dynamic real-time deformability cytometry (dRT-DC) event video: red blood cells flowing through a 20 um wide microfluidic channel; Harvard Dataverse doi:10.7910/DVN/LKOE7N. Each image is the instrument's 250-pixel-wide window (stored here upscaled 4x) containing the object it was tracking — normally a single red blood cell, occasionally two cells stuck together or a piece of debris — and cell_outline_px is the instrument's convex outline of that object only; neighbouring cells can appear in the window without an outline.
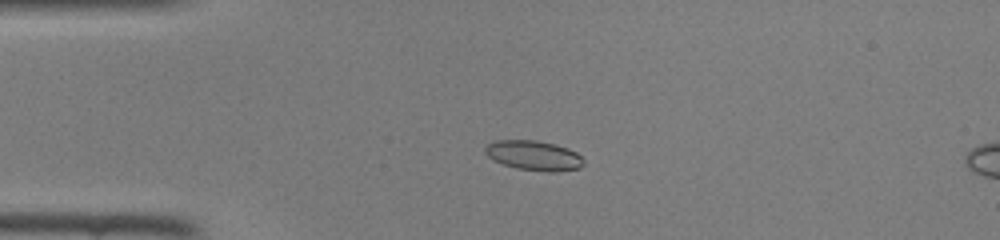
{"species": "common noctule bat (a hibernating species)", "species_latin": "Nyctalus noctula", "temperature_condition": "room temperature", "stored_images_in_passage": 16, "camera_frame_rate_fps": 3000, "um_per_image_px": 0.085, "animal": {"sex": "female", "body_mass_g": 22.0, "forearm_length_mm": 56.7}, "frame": {"image": 1, "passage_image": 12, "time_ms": 3.667, "image_size_px": [1000, 240], "cell_outline_px": [[584, 164], [580, 168], [556, 172], [548, 172], [516, 168], [492, 160], [484, 152], [484, 148], [492, 140], [536, 140], [556, 144], [568, 148], [576, 152], [584, 160]], "centroid_in_image_um": [45.37, 13.21], "position_along_channel_um": 39.6, "area_um2": 17.28}}